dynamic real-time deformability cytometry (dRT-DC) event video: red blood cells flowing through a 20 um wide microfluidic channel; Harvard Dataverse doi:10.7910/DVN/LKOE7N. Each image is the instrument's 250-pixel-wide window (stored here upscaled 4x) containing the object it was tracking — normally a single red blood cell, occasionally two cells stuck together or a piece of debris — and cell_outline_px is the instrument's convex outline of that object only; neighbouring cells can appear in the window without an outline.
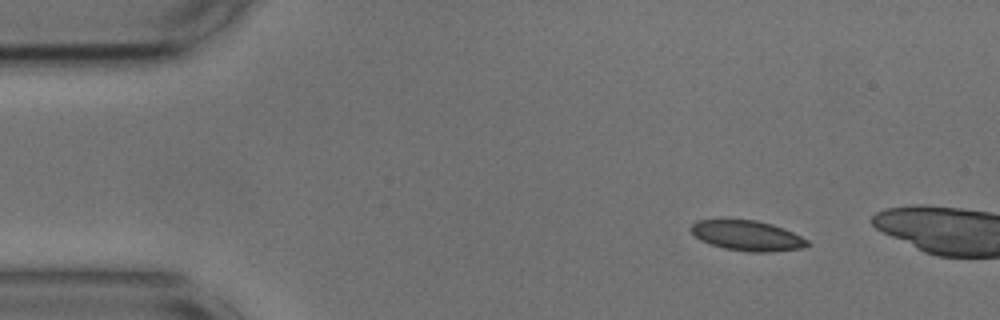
{"species": "common noctule bat (a hibernating species)", "species_latin": "Nyctalus noctula", "temperature_condition": "cold", "stored_images_in_passage": 6, "camera_frame_rate_fps": 3000, "um_per_image_px": 0.085, "animal": {"sex": "male", "body_mass_g": 17.9, "forearm_length_mm": 54.2}, "frame": {"image": 1, "passage_image": 1, "time_ms": 0.0, "image_size_px": [1000, 320], "cell_outline_px": [[812, 244], [800, 248], [772, 252], [752, 252], [724, 248], [700, 240], [688, 228], [696, 220], [756, 220], [772, 224], [784, 228], [808, 240]], "centroid_in_image_um": [63.52, 20.03], "position_along_channel_um": 21.5, "area_um2": 20.35}}